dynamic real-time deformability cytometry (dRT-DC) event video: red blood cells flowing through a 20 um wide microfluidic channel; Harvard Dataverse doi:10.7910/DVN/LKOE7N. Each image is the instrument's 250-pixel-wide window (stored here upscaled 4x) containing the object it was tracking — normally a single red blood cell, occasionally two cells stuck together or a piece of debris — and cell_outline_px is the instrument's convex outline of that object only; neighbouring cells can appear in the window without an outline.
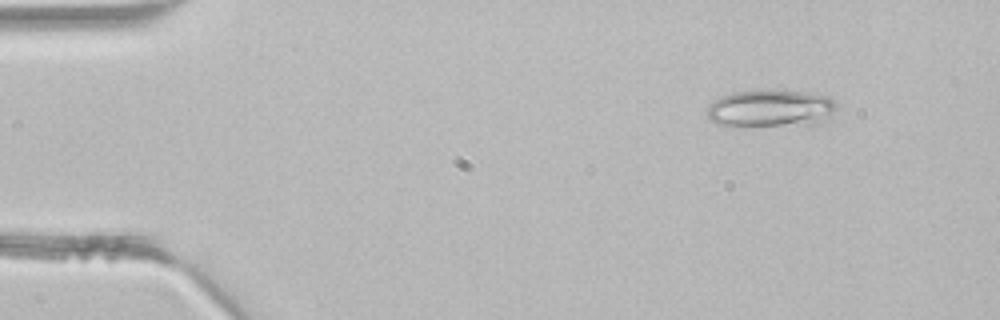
{"species": "common noctule bat (a hibernating species)", "species_latin": "Nyctalus noctula", "temperature_condition": "room temperature", "stored_images_in_passage": 3, "camera_frame_rate_fps": 3000, "um_per_image_px": 0.085, "animal": {"sex": "male", "body_mass_g": 21.5, "forearm_length_mm": 52.0}, "frame": {"image": 1, "passage_image": 1, "time_ms": 0.0, "image_size_px": [1000, 320], "cell_outline_px": [[836, 108], [820, 124], [744, 128], [728, 128], [716, 124], [708, 120], [708, 104], [720, 96], [732, 92], [800, 92], [828, 96], [836, 100]], "centroid_in_image_um": [65.43, 9.3], "position_along_channel_um": 19.6, "area_um2": 28.67}}